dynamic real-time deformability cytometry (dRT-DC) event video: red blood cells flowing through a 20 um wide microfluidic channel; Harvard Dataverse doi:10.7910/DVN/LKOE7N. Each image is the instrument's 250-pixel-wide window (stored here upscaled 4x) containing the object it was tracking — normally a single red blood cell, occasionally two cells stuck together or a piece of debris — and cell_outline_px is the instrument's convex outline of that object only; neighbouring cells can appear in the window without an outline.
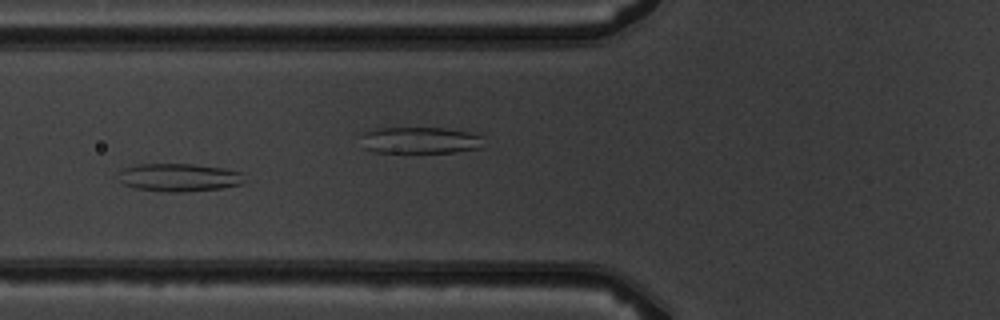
{"species": "common noctule bat (a hibernating species)", "species_latin": "Nyctalus noctula", "temperature_condition": "warm", "stored_images_in_passage": 8, "camera_frame_rate_fps": 3000, "um_per_image_px": 0.085, "animal": {"sex": "male", "body_mass_g": 19.5, "forearm_length_mm": 54.6}, "frame": {"image": 1, "passage_image": 5, "time_ms": 5.667, "image_size_px": [1000, 320], "cell_outline_px": [[252, 180], [240, 184], [220, 188], [184, 192], [168, 192], [136, 188], [124, 184], [116, 176], [116, 172], [124, 168], [136, 164], [192, 164], [220, 168], [244, 172]], "centroid_in_image_um": [15.27, 15.08], "position_along_channel_um": 110.5, "area_um2": 20.92}}